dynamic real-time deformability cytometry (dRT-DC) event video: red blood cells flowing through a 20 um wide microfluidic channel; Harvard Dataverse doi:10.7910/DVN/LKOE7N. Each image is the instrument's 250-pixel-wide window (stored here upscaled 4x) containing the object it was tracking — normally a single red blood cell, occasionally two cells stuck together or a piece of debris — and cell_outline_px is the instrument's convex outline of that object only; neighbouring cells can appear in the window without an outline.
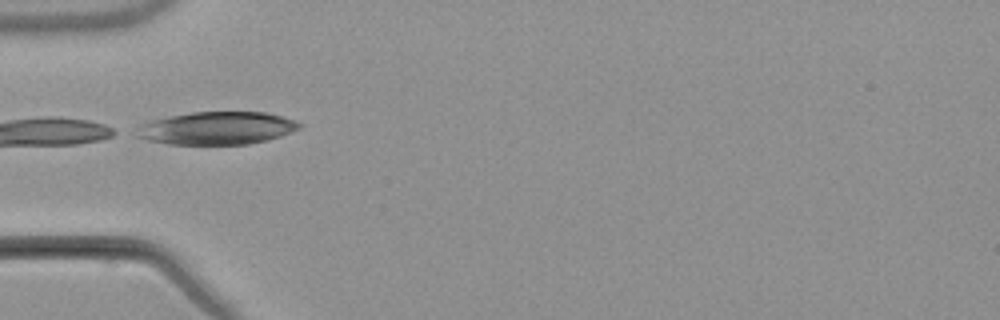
{"species": "common noctule bat (a hibernating species)", "species_latin": "Nyctalus noctula", "temperature_condition": "warm", "stored_images_in_passage": 4, "camera_frame_rate_fps": 3000, "um_per_image_px": 0.085, "animal": {"sex": "male", "body_mass_g": 21.5, "forearm_length_mm": 52.0}, "frame": {"image": 1, "passage_image": 4, "time_ms": 4.0, "image_size_px": [1000, 320], "cell_outline_px": [[304, 124], [300, 128], [280, 136], [248, 144], [168, 144], [148, 140], [136, 136], [128, 132], [140, 124], [152, 120], [168, 116], [192, 112], [264, 112], [280, 116]], "centroid_in_image_um": [18.33, 10.89], "position_along_channel_um": 66.7, "area_um2": 31.21}}